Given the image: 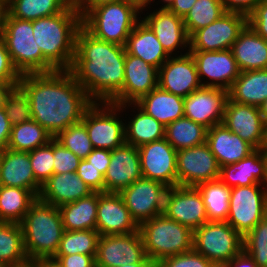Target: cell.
<instances>
[{
    "label": "cell",
    "mask_w": 267,
    "mask_h": 267,
    "mask_svg": "<svg viewBox=\"0 0 267 267\" xmlns=\"http://www.w3.org/2000/svg\"><path fill=\"white\" fill-rule=\"evenodd\" d=\"M18 86L30 100L32 120L53 137L79 123L93 103L69 70L21 75Z\"/></svg>",
    "instance_id": "obj_1"
},
{
    "label": "cell",
    "mask_w": 267,
    "mask_h": 267,
    "mask_svg": "<svg viewBox=\"0 0 267 267\" xmlns=\"http://www.w3.org/2000/svg\"><path fill=\"white\" fill-rule=\"evenodd\" d=\"M125 46L100 40L81 26L69 71L93 102H110L123 87Z\"/></svg>",
    "instance_id": "obj_2"
},
{
    "label": "cell",
    "mask_w": 267,
    "mask_h": 267,
    "mask_svg": "<svg viewBox=\"0 0 267 267\" xmlns=\"http://www.w3.org/2000/svg\"><path fill=\"white\" fill-rule=\"evenodd\" d=\"M82 26V17L74 2L63 12L33 21V35L42 55L57 69L72 66L76 35Z\"/></svg>",
    "instance_id": "obj_3"
},
{
    "label": "cell",
    "mask_w": 267,
    "mask_h": 267,
    "mask_svg": "<svg viewBox=\"0 0 267 267\" xmlns=\"http://www.w3.org/2000/svg\"><path fill=\"white\" fill-rule=\"evenodd\" d=\"M20 224L23 229L24 248L30 262L52 259L59 249L65 231L59 207L38 197Z\"/></svg>",
    "instance_id": "obj_4"
},
{
    "label": "cell",
    "mask_w": 267,
    "mask_h": 267,
    "mask_svg": "<svg viewBox=\"0 0 267 267\" xmlns=\"http://www.w3.org/2000/svg\"><path fill=\"white\" fill-rule=\"evenodd\" d=\"M0 36L20 75L57 71L42 55L40 47L35 42L33 21L11 17L6 12Z\"/></svg>",
    "instance_id": "obj_5"
},
{
    "label": "cell",
    "mask_w": 267,
    "mask_h": 267,
    "mask_svg": "<svg viewBox=\"0 0 267 267\" xmlns=\"http://www.w3.org/2000/svg\"><path fill=\"white\" fill-rule=\"evenodd\" d=\"M139 231L146 256L156 264L164 258L193 249V231L163 213L142 222Z\"/></svg>",
    "instance_id": "obj_6"
},
{
    "label": "cell",
    "mask_w": 267,
    "mask_h": 267,
    "mask_svg": "<svg viewBox=\"0 0 267 267\" xmlns=\"http://www.w3.org/2000/svg\"><path fill=\"white\" fill-rule=\"evenodd\" d=\"M141 12L125 0L94 7L83 18L82 26L94 37L125 46L140 20Z\"/></svg>",
    "instance_id": "obj_7"
},
{
    "label": "cell",
    "mask_w": 267,
    "mask_h": 267,
    "mask_svg": "<svg viewBox=\"0 0 267 267\" xmlns=\"http://www.w3.org/2000/svg\"><path fill=\"white\" fill-rule=\"evenodd\" d=\"M121 113V107L110 102H93L85 110L81 122L93 148L112 151L125 143L126 119Z\"/></svg>",
    "instance_id": "obj_8"
},
{
    "label": "cell",
    "mask_w": 267,
    "mask_h": 267,
    "mask_svg": "<svg viewBox=\"0 0 267 267\" xmlns=\"http://www.w3.org/2000/svg\"><path fill=\"white\" fill-rule=\"evenodd\" d=\"M193 249L211 262H229L243 251V237L226 221H208L193 231Z\"/></svg>",
    "instance_id": "obj_9"
},
{
    "label": "cell",
    "mask_w": 267,
    "mask_h": 267,
    "mask_svg": "<svg viewBox=\"0 0 267 267\" xmlns=\"http://www.w3.org/2000/svg\"><path fill=\"white\" fill-rule=\"evenodd\" d=\"M267 191L263 184L230 188L228 222L242 237L265 218Z\"/></svg>",
    "instance_id": "obj_10"
},
{
    "label": "cell",
    "mask_w": 267,
    "mask_h": 267,
    "mask_svg": "<svg viewBox=\"0 0 267 267\" xmlns=\"http://www.w3.org/2000/svg\"><path fill=\"white\" fill-rule=\"evenodd\" d=\"M168 189L162 182L142 177L122 189L119 194L131 217L140 225L163 213Z\"/></svg>",
    "instance_id": "obj_11"
},
{
    "label": "cell",
    "mask_w": 267,
    "mask_h": 267,
    "mask_svg": "<svg viewBox=\"0 0 267 267\" xmlns=\"http://www.w3.org/2000/svg\"><path fill=\"white\" fill-rule=\"evenodd\" d=\"M248 24L246 15L225 12L216 21L197 30L189 38V51H220L231 49L240 32Z\"/></svg>",
    "instance_id": "obj_12"
},
{
    "label": "cell",
    "mask_w": 267,
    "mask_h": 267,
    "mask_svg": "<svg viewBox=\"0 0 267 267\" xmlns=\"http://www.w3.org/2000/svg\"><path fill=\"white\" fill-rule=\"evenodd\" d=\"M177 185L198 186L220 177V165L205 142L177 151Z\"/></svg>",
    "instance_id": "obj_13"
},
{
    "label": "cell",
    "mask_w": 267,
    "mask_h": 267,
    "mask_svg": "<svg viewBox=\"0 0 267 267\" xmlns=\"http://www.w3.org/2000/svg\"><path fill=\"white\" fill-rule=\"evenodd\" d=\"M163 214L192 231L209 221L200 190L195 186L169 187Z\"/></svg>",
    "instance_id": "obj_14"
},
{
    "label": "cell",
    "mask_w": 267,
    "mask_h": 267,
    "mask_svg": "<svg viewBox=\"0 0 267 267\" xmlns=\"http://www.w3.org/2000/svg\"><path fill=\"white\" fill-rule=\"evenodd\" d=\"M189 52L195 60L198 76L204 87L221 88L228 91L240 75L241 71L231 49Z\"/></svg>",
    "instance_id": "obj_15"
},
{
    "label": "cell",
    "mask_w": 267,
    "mask_h": 267,
    "mask_svg": "<svg viewBox=\"0 0 267 267\" xmlns=\"http://www.w3.org/2000/svg\"><path fill=\"white\" fill-rule=\"evenodd\" d=\"M142 177L177 186V150L166 138L138 147Z\"/></svg>",
    "instance_id": "obj_16"
},
{
    "label": "cell",
    "mask_w": 267,
    "mask_h": 267,
    "mask_svg": "<svg viewBox=\"0 0 267 267\" xmlns=\"http://www.w3.org/2000/svg\"><path fill=\"white\" fill-rule=\"evenodd\" d=\"M146 257L140 231L124 235L100 236L95 256L96 267L135 264Z\"/></svg>",
    "instance_id": "obj_17"
},
{
    "label": "cell",
    "mask_w": 267,
    "mask_h": 267,
    "mask_svg": "<svg viewBox=\"0 0 267 267\" xmlns=\"http://www.w3.org/2000/svg\"><path fill=\"white\" fill-rule=\"evenodd\" d=\"M222 123L255 149L267 146L266 124L258 107L227 99Z\"/></svg>",
    "instance_id": "obj_18"
},
{
    "label": "cell",
    "mask_w": 267,
    "mask_h": 267,
    "mask_svg": "<svg viewBox=\"0 0 267 267\" xmlns=\"http://www.w3.org/2000/svg\"><path fill=\"white\" fill-rule=\"evenodd\" d=\"M158 87L182 98L202 87L191 53L170 56L158 69Z\"/></svg>",
    "instance_id": "obj_19"
},
{
    "label": "cell",
    "mask_w": 267,
    "mask_h": 267,
    "mask_svg": "<svg viewBox=\"0 0 267 267\" xmlns=\"http://www.w3.org/2000/svg\"><path fill=\"white\" fill-rule=\"evenodd\" d=\"M227 99V90L202 86L184 98V116L209 129L223 122Z\"/></svg>",
    "instance_id": "obj_20"
},
{
    "label": "cell",
    "mask_w": 267,
    "mask_h": 267,
    "mask_svg": "<svg viewBox=\"0 0 267 267\" xmlns=\"http://www.w3.org/2000/svg\"><path fill=\"white\" fill-rule=\"evenodd\" d=\"M96 230L100 236L124 235L139 230L119 193L98 192Z\"/></svg>",
    "instance_id": "obj_21"
},
{
    "label": "cell",
    "mask_w": 267,
    "mask_h": 267,
    "mask_svg": "<svg viewBox=\"0 0 267 267\" xmlns=\"http://www.w3.org/2000/svg\"><path fill=\"white\" fill-rule=\"evenodd\" d=\"M122 90L110 101L121 105L135 103L158 87V68L126 52Z\"/></svg>",
    "instance_id": "obj_22"
},
{
    "label": "cell",
    "mask_w": 267,
    "mask_h": 267,
    "mask_svg": "<svg viewBox=\"0 0 267 267\" xmlns=\"http://www.w3.org/2000/svg\"><path fill=\"white\" fill-rule=\"evenodd\" d=\"M140 17L154 32L169 56H178L179 53V55L189 53V36L182 17L169 10L156 9L153 12H147L143 18L142 16ZM179 49H181V52ZM184 49L186 53H182Z\"/></svg>",
    "instance_id": "obj_23"
},
{
    "label": "cell",
    "mask_w": 267,
    "mask_h": 267,
    "mask_svg": "<svg viewBox=\"0 0 267 267\" xmlns=\"http://www.w3.org/2000/svg\"><path fill=\"white\" fill-rule=\"evenodd\" d=\"M142 178L138 148L124 143L111 151L110 164L104 175V192L119 193Z\"/></svg>",
    "instance_id": "obj_24"
},
{
    "label": "cell",
    "mask_w": 267,
    "mask_h": 267,
    "mask_svg": "<svg viewBox=\"0 0 267 267\" xmlns=\"http://www.w3.org/2000/svg\"><path fill=\"white\" fill-rule=\"evenodd\" d=\"M0 176L3 186L25 188L39 197L42 185L33 174L29 152L8 148L0 152Z\"/></svg>",
    "instance_id": "obj_25"
},
{
    "label": "cell",
    "mask_w": 267,
    "mask_h": 267,
    "mask_svg": "<svg viewBox=\"0 0 267 267\" xmlns=\"http://www.w3.org/2000/svg\"><path fill=\"white\" fill-rule=\"evenodd\" d=\"M266 165L264 149H255L244 159L222 166L219 180L228 188L264 184Z\"/></svg>",
    "instance_id": "obj_26"
},
{
    "label": "cell",
    "mask_w": 267,
    "mask_h": 267,
    "mask_svg": "<svg viewBox=\"0 0 267 267\" xmlns=\"http://www.w3.org/2000/svg\"><path fill=\"white\" fill-rule=\"evenodd\" d=\"M206 143L220 167L236 163L255 150L251 144L238 134H234L223 123L207 129Z\"/></svg>",
    "instance_id": "obj_27"
},
{
    "label": "cell",
    "mask_w": 267,
    "mask_h": 267,
    "mask_svg": "<svg viewBox=\"0 0 267 267\" xmlns=\"http://www.w3.org/2000/svg\"><path fill=\"white\" fill-rule=\"evenodd\" d=\"M93 193L76 172L53 174L43 185L39 198L60 207Z\"/></svg>",
    "instance_id": "obj_28"
},
{
    "label": "cell",
    "mask_w": 267,
    "mask_h": 267,
    "mask_svg": "<svg viewBox=\"0 0 267 267\" xmlns=\"http://www.w3.org/2000/svg\"><path fill=\"white\" fill-rule=\"evenodd\" d=\"M231 51L241 72L267 69V41L249 24L240 32Z\"/></svg>",
    "instance_id": "obj_29"
},
{
    "label": "cell",
    "mask_w": 267,
    "mask_h": 267,
    "mask_svg": "<svg viewBox=\"0 0 267 267\" xmlns=\"http://www.w3.org/2000/svg\"><path fill=\"white\" fill-rule=\"evenodd\" d=\"M122 112L126 109L133 108L134 113L126 123L125 121V143L135 147H140L153 141L165 138L166 127L158 122L154 117L148 115L136 103H124L119 105ZM129 107V108H128ZM136 109L137 111H134Z\"/></svg>",
    "instance_id": "obj_30"
},
{
    "label": "cell",
    "mask_w": 267,
    "mask_h": 267,
    "mask_svg": "<svg viewBox=\"0 0 267 267\" xmlns=\"http://www.w3.org/2000/svg\"><path fill=\"white\" fill-rule=\"evenodd\" d=\"M125 50L128 54L138 57L156 68L169 59L150 27L140 19L127 38Z\"/></svg>",
    "instance_id": "obj_31"
},
{
    "label": "cell",
    "mask_w": 267,
    "mask_h": 267,
    "mask_svg": "<svg viewBox=\"0 0 267 267\" xmlns=\"http://www.w3.org/2000/svg\"><path fill=\"white\" fill-rule=\"evenodd\" d=\"M165 127L184 116V98L156 87L135 102Z\"/></svg>",
    "instance_id": "obj_32"
},
{
    "label": "cell",
    "mask_w": 267,
    "mask_h": 267,
    "mask_svg": "<svg viewBox=\"0 0 267 267\" xmlns=\"http://www.w3.org/2000/svg\"><path fill=\"white\" fill-rule=\"evenodd\" d=\"M228 99L259 108L267 99V69L240 72L228 90Z\"/></svg>",
    "instance_id": "obj_33"
},
{
    "label": "cell",
    "mask_w": 267,
    "mask_h": 267,
    "mask_svg": "<svg viewBox=\"0 0 267 267\" xmlns=\"http://www.w3.org/2000/svg\"><path fill=\"white\" fill-rule=\"evenodd\" d=\"M98 192L59 207L64 230H96Z\"/></svg>",
    "instance_id": "obj_34"
},
{
    "label": "cell",
    "mask_w": 267,
    "mask_h": 267,
    "mask_svg": "<svg viewBox=\"0 0 267 267\" xmlns=\"http://www.w3.org/2000/svg\"><path fill=\"white\" fill-rule=\"evenodd\" d=\"M0 263L5 267H28L21 224L0 221Z\"/></svg>",
    "instance_id": "obj_35"
},
{
    "label": "cell",
    "mask_w": 267,
    "mask_h": 267,
    "mask_svg": "<svg viewBox=\"0 0 267 267\" xmlns=\"http://www.w3.org/2000/svg\"><path fill=\"white\" fill-rule=\"evenodd\" d=\"M37 198L31 190L2 185L0 188V221L20 224Z\"/></svg>",
    "instance_id": "obj_36"
},
{
    "label": "cell",
    "mask_w": 267,
    "mask_h": 267,
    "mask_svg": "<svg viewBox=\"0 0 267 267\" xmlns=\"http://www.w3.org/2000/svg\"><path fill=\"white\" fill-rule=\"evenodd\" d=\"M74 0H10L6 5L11 17L34 21L66 10Z\"/></svg>",
    "instance_id": "obj_37"
},
{
    "label": "cell",
    "mask_w": 267,
    "mask_h": 267,
    "mask_svg": "<svg viewBox=\"0 0 267 267\" xmlns=\"http://www.w3.org/2000/svg\"><path fill=\"white\" fill-rule=\"evenodd\" d=\"M207 128L183 116L166 126L165 138L179 151L206 142Z\"/></svg>",
    "instance_id": "obj_38"
},
{
    "label": "cell",
    "mask_w": 267,
    "mask_h": 267,
    "mask_svg": "<svg viewBox=\"0 0 267 267\" xmlns=\"http://www.w3.org/2000/svg\"><path fill=\"white\" fill-rule=\"evenodd\" d=\"M53 138L46 129L31 119L12 126L7 148L29 152L47 144Z\"/></svg>",
    "instance_id": "obj_39"
},
{
    "label": "cell",
    "mask_w": 267,
    "mask_h": 267,
    "mask_svg": "<svg viewBox=\"0 0 267 267\" xmlns=\"http://www.w3.org/2000/svg\"><path fill=\"white\" fill-rule=\"evenodd\" d=\"M206 206L209 221H226L229 211L230 188L219 179L196 186Z\"/></svg>",
    "instance_id": "obj_40"
},
{
    "label": "cell",
    "mask_w": 267,
    "mask_h": 267,
    "mask_svg": "<svg viewBox=\"0 0 267 267\" xmlns=\"http://www.w3.org/2000/svg\"><path fill=\"white\" fill-rule=\"evenodd\" d=\"M225 10L221 0H197L183 21L189 38L197 31L216 21Z\"/></svg>",
    "instance_id": "obj_41"
},
{
    "label": "cell",
    "mask_w": 267,
    "mask_h": 267,
    "mask_svg": "<svg viewBox=\"0 0 267 267\" xmlns=\"http://www.w3.org/2000/svg\"><path fill=\"white\" fill-rule=\"evenodd\" d=\"M99 238L100 234L97 230H65L55 256L73 254L96 255Z\"/></svg>",
    "instance_id": "obj_42"
},
{
    "label": "cell",
    "mask_w": 267,
    "mask_h": 267,
    "mask_svg": "<svg viewBox=\"0 0 267 267\" xmlns=\"http://www.w3.org/2000/svg\"><path fill=\"white\" fill-rule=\"evenodd\" d=\"M54 139L80 159H85L94 149L86 127L81 121L60 131Z\"/></svg>",
    "instance_id": "obj_43"
},
{
    "label": "cell",
    "mask_w": 267,
    "mask_h": 267,
    "mask_svg": "<svg viewBox=\"0 0 267 267\" xmlns=\"http://www.w3.org/2000/svg\"><path fill=\"white\" fill-rule=\"evenodd\" d=\"M243 250L258 267H267V220L265 218L243 237Z\"/></svg>",
    "instance_id": "obj_44"
},
{
    "label": "cell",
    "mask_w": 267,
    "mask_h": 267,
    "mask_svg": "<svg viewBox=\"0 0 267 267\" xmlns=\"http://www.w3.org/2000/svg\"><path fill=\"white\" fill-rule=\"evenodd\" d=\"M3 108L12 126L32 119L30 100L19 86L6 96Z\"/></svg>",
    "instance_id": "obj_45"
},
{
    "label": "cell",
    "mask_w": 267,
    "mask_h": 267,
    "mask_svg": "<svg viewBox=\"0 0 267 267\" xmlns=\"http://www.w3.org/2000/svg\"><path fill=\"white\" fill-rule=\"evenodd\" d=\"M29 158L35 179L43 185L54 174L53 139L29 151Z\"/></svg>",
    "instance_id": "obj_46"
},
{
    "label": "cell",
    "mask_w": 267,
    "mask_h": 267,
    "mask_svg": "<svg viewBox=\"0 0 267 267\" xmlns=\"http://www.w3.org/2000/svg\"><path fill=\"white\" fill-rule=\"evenodd\" d=\"M54 174L76 172L81 159L53 138Z\"/></svg>",
    "instance_id": "obj_47"
},
{
    "label": "cell",
    "mask_w": 267,
    "mask_h": 267,
    "mask_svg": "<svg viewBox=\"0 0 267 267\" xmlns=\"http://www.w3.org/2000/svg\"><path fill=\"white\" fill-rule=\"evenodd\" d=\"M211 263L203 255L192 249L191 251L162 259L157 263V267H210Z\"/></svg>",
    "instance_id": "obj_48"
},
{
    "label": "cell",
    "mask_w": 267,
    "mask_h": 267,
    "mask_svg": "<svg viewBox=\"0 0 267 267\" xmlns=\"http://www.w3.org/2000/svg\"><path fill=\"white\" fill-rule=\"evenodd\" d=\"M76 173L93 192H104V175L87 160L81 159Z\"/></svg>",
    "instance_id": "obj_49"
},
{
    "label": "cell",
    "mask_w": 267,
    "mask_h": 267,
    "mask_svg": "<svg viewBox=\"0 0 267 267\" xmlns=\"http://www.w3.org/2000/svg\"><path fill=\"white\" fill-rule=\"evenodd\" d=\"M21 75L15 69L6 45L0 36V81L19 82Z\"/></svg>",
    "instance_id": "obj_50"
},
{
    "label": "cell",
    "mask_w": 267,
    "mask_h": 267,
    "mask_svg": "<svg viewBox=\"0 0 267 267\" xmlns=\"http://www.w3.org/2000/svg\"><path fill=\"white\" fill-rule=\"evenodd\" d=\"M248 24L267 41V0H261L255 7L248 16Z\"/></svg>",
    "instance_id": "obj_51"
},
{
    "label": "cell",
    "mask_w": 267,
    "mask_h": 267,
    "mask_svg": "<svg viewBox=\"0 0 267 267\" xmlns=\"http://www.w3.org/2000/svg\"><path fill=\"white\" fill-rule=\"evenodd\" d=\"M95 256L96 255L73 254L54 256L52 259L55 260L60 267H96Z\"/></svg>",
    "instance_id": "obj_52"
},
{
    "label": "cell",
    "mask_w": 267,
    "mask_h": 267,
    "mask_svg": "<svg viewBox=\"0 0 267 267\" xmlns=\"http://www.w3.org/2000/svg\"><path fill=\"white\" fill-rule=\"evenodd\" d=\"M225 12H235L246 15L252 13L261 0H221Z\"/></svg>",
    "instance_id": "obj_53"
},
{
    "label": "cell",
    "mask_w": 267,
    "mask_h": 267,
    "mask_svg": "<svg viewBox=\"0 0 267 267\" xmlns=\"http://www.w3.org/2000/svg\"><path fill=\"white\" fill-rule=\"evenodd\" d=\"M111 151L106 149H96L85 158L92 166L105 175L106 170L110 164Z\"/></svg>",
    "instance_id": "obj_54"
},
{
    "label": "cell",
    "mask_w": 267,
    "mask_h": 267,
    "mask_svg": "<svg viewBox=\"0 0 267 267\" xmlns=\"http://www.w3.org/2000/svg\"><path fill=\"white\" fill-rule=\"evenodd\" d=\"M12 130V125L7 118L3 106L0 107V152L5 150L8 145L10 138V132Z\"/></svg>",
    "instance_id": "obj_55"
},
{
    "label": "cell",
    "mask_w": 267,
    "mask_h": 267,
    "mask_svg": "<svg viewBox=\"0 0 267 267\" xmlns=\"http://www.w3.org/2000/svg\"><path fill=\"white\" fill-rule=\"evenodd\" d=\"M120 0H74V4L83 18L91 9L106 3H114Z\"/></svg>",
    "instance_id": "obj_56"
},
{
    "label": "cell",
    "mask_w": 267,
    "mask_h": 267,
    "mask_svg": "<svg viewBox=\"0 0 267 267\" xmlns=\"http://www.w3.org/2000/svg\"><path fill=\"white\" fill-rule=\"evenodd\" d=\"M196 1L197 0H174V3L169 11L184 18Z\"/></svg>",
    "instance_id": "obj_57"
},
{
    "label": "cell",
    "mask_w": 267,
    "mask_h": 267,
    "mask_svg": "<svg viewBox=\"0 0 267 267\" xmlns=\"http://www.w3.org/2000/svg\"><path fill=\"white\" fill-rule=\"evenodd\" d=\"M230 267H258L253 259L243 250L229 261Z\"/></svg>",
    "instance_id": "obj_58"
},
{
    "label": "cell",
    "mask_w": 267,
    "mask_h": 267,
    "mask_svg": "<svg viewBox=\"0 0 267 267\" xmlns=\"http://www.w3.org/2000/svg\"><path fill=\"white\" fill-rule=\"evenodd\" d=\"M19 82H5L0 81V107L4 105L6 96L12 91L14 87H17Z\"/></svg>",
    "instance_id": "obj_59"
},
{
    "label": "cell",
    "mask_w": 267,
    "mask_h": 267,
    "mask_svg": "<svg viewBox=\"0 0 267 267\" xmlns=\"http://www.w3.org/2000/svg\"><path fill=\"white\" fill-rule=\"evenodd\" d=\"M117 267H157V264L146 256L141 262L135 264H127L124 262L122 265Z\"/></svg>",
    "instance_id": "obj_60"
},
{
    "label": "cell",
    "mask_w": 267,
    "mask_h": 267,
    "mask_svg": "<svg viewBox=\"0 0 267 267\" xmlns=\"http://www.w3.org/2000/svg\"><path fill=\"white\" fill-rule=\"evenodd\" d=\"M32 267H60L53 259H38L30 264Z\"/></svg>",
    "instance_id": "obj_61"
},
{
    "label": "cell",
    "mask_w": 267,
    "mask_h": 267,
    "mask_svg": "<svg viewBox=\"0 0 267 267\" xmlns=\"http://www.w3.org/2000/svg\"><path fill=\"white\" fill-rule=\"evenodd\" d=\"M125 1L127 3L134 5L142 13H143V11H148L147 8H149V7L151 8L150 5H152L151 4L152 0H125Z\"/></svg>",
    "instance_id": "obj_62"
},
{
    "label": "cell",
    "mask_w": 267,
    "mask_h": 267,
    "mask_svg": "<svg viewBox=\"0 0 267 267\" xmlns=\"http://www.w3.org/2000/svg\"><path fill=\"white\" fill-rule=\"evenodd\" d=\"M6 12H7L6 4L0 0V35H1V30H2Z\"/></svg>",
    "instance_id": "obj_63"
},
{
    "label": "cell",
    "mask_w": 267,
    "mask_h": 267,
    "mask_svg": "<svg viewBox=\"0 0 267 267\" xmlns=\"http://www.w3.org/2000/svg\"><path fill=\"white\" fill-rule=\"evenodd\" d=\"M155 0H152L154 2ZM163 4L160 5V8H156V10H169L174 3V0H160Z\"/></svg>",
    "instance_id": "obj_64"
},
{
    "label": "cell",
    "mask_w": 267,
    "mask_h": 267,
    "mask_svg": "<svg viewBox=\"0 0 267 267\" xmlns=\"http://www.w3.org/2000/svg\"><path fill=\"white\" fill-rule=\"evenodd\" d=\"M259 109H260V113L262 115V119L264 120L265 124L267 125V99L261 104Z\"/></svg>",
    "instance_id": "obj_65"
},
{
    "label": "cell",
    "mask_w": 267,
    "mask_h": 267,
    "mask_svg": "<svg viewBox=\"0 0 267 267\" xmlns=\"http://www.w3.org/2000/svg\"><path fill=\"white\" fill-rule=\"evenodd\" d=\"M210 267H230L229 262H212Z\"/></svg>",
    "instance_id": "obj_66"
},
{
    "label": "cell",
    "mask_w": 267,
    "mask_h": 267,
    "mask_svg": "<svg viewBox=\"0 0 267 267\" xmlns=\"http://www.w3.org/2000/svg\"><path fill=\"white\" fill-rule=\"evenodd\" d=\"M264 151H265V157H266V160H267V146L264 148ZM264 187L267 191V165H266V179H265V182H264Z\"/></svg>",
    "instance_id": "obj_67"
},
{
    "label": "cell",
    "mask_w": 267,
    "mask_h": 267,
    "mask_svg": "<svg viewBox=\"0 0 267 267\" xmlns=\"http://www.w3.org/2000/svg\"><path fill=\"white\" fill-rule=\"evenodd\" d=\"M265 219L267 220V204H266V208H265Z\"/></svg>",
    "instance_id": "obj_68"
},
{
    "label": "cell",
    "mask_w": 267,
    "mask_h": 267,
    "mask_svg": "<svg viewBox=\"0 0 267 267\" xmlns=\"http://www.w3.org/2000/svg\"><path fill=\"white\" fill-rule=\"evenodd\" d=\"M1 1L4 2L7 5L10 0H1Z\"/></svg>",
    "instance_id": "obj_69"
},
{
    "label": "cell",
    "mask_w": 267,
    "mask_h": 267,
    "mask_svg": "<svg viewBox=\"0 0 267 267\" xmlns=\"http://www.w3.org/2000/svg\"><path fill=\"white\" fill-rule=\"evenodd\" d=\"M266 144H267V125H266Z\"/></svg>",
    "instance_id": "obj_70"
},
{
    "label": "cell",
    "mask_w": 267,
    "mask_h": 267,
    "mask_svg": "<svg viewBox=\"0 0 267 267\" xmlns=\"http://www.w3.org/2000/svg\"><path fill=\"white\" fill-rule=\"evenodd\" d=\"M2 187V181H1V176H0V188Z\"/></svg>",
    "instance_id": "obj_71"
}]
</instances>
